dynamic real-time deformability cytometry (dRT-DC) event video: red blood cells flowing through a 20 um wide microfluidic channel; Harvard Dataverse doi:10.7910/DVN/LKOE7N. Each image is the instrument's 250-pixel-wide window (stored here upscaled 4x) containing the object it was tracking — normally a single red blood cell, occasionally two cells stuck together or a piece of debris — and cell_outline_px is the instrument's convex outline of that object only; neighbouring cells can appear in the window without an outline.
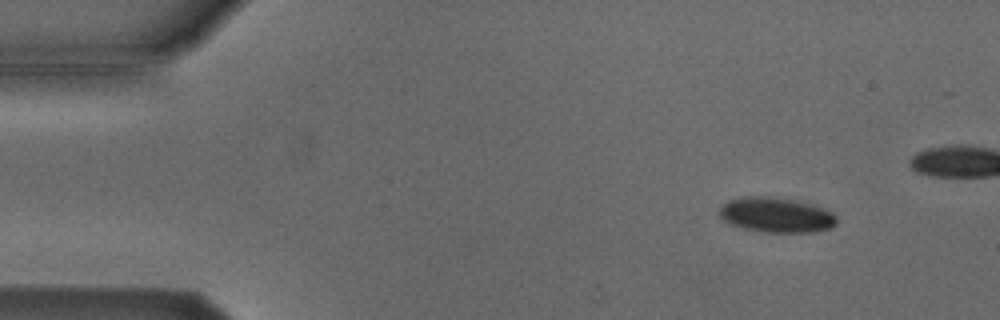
{"species": "Egyptian fruit bat (a non-hibernating species)", "species_latin": "Rousettus aegyptiacus", "temperature_condition": "cold", "stored_images_in_passage": 42, "camera_frame_rate_fps": 3000, "um_per_image_px": 0.085, "animal": {"sex": "male"}, "frame": {"image": 1, "passage_image": 1, "time_ms": 0.0, "image_size_px": [1000, 320], "cell_outline_px": [[836, 224], [832, 228], [812, 232], [768, 232], [744, 228], [732, 224], [724, 220], [720, 216], [720, 208], [728, 200], [740, 196], [772, 196], [812, 204], [832, 212], [836, 216]], "centroid_in_image_um": [65.99, 18.26], "position_along_channel_um": 19.0, "area_um2": 23.81}}
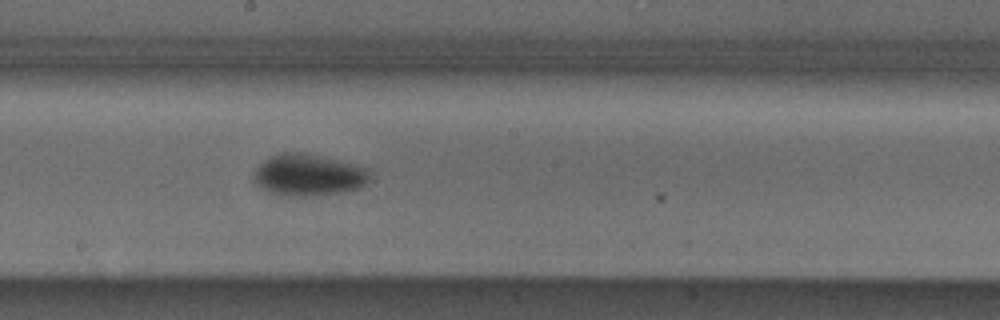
{"frame": {"image": 2, "passage_image": 24, "time_ms": 7.667, "image_size_px": [1000, 320], "cell_outline_px": [[372, 172], [368, 180], [360, 188], [340, 192], [312, 196], [296, 196], [268, 192], [260, 188], [256, 184], [256, 168], [264, 160], [280, 152], [304, 152], [368, 168]], "centroid_in_image_um": [26.24, 14.87], "position_along_channel_um": 222.0, "area_um2": 27.92}}
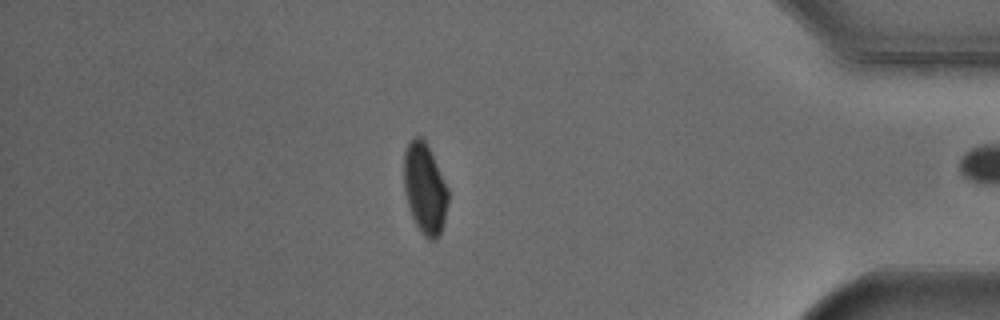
{"frame": {"image": 3, "passage_image": 41, "time_ms": 13.333, "image_size_px": [1000, 320], "cell_outline_px": [[448, 200], [444, 220], [440, 232], [436, 240], [428, 240], [424, 236], [416, 224], [412, 216], [404, 192], [404, 152], [412, 136], [424, 136], [448, 188]], "centroid_in_image_um": [36.1, 15.98], "position_along_channel_um": 399.1, "area_um2": 23.41}, "authors_computed_cell_mechanics": {"area_um2": 25.9811, "velocity_mm_per_s": 3.8196, "shape_relaxation_time_tau1_ms": 3.1088, "shape_relaxation_time_tau2_ms": null, "deformation_change_tau1": 0.0868, "deformation_change_tau2": null}}